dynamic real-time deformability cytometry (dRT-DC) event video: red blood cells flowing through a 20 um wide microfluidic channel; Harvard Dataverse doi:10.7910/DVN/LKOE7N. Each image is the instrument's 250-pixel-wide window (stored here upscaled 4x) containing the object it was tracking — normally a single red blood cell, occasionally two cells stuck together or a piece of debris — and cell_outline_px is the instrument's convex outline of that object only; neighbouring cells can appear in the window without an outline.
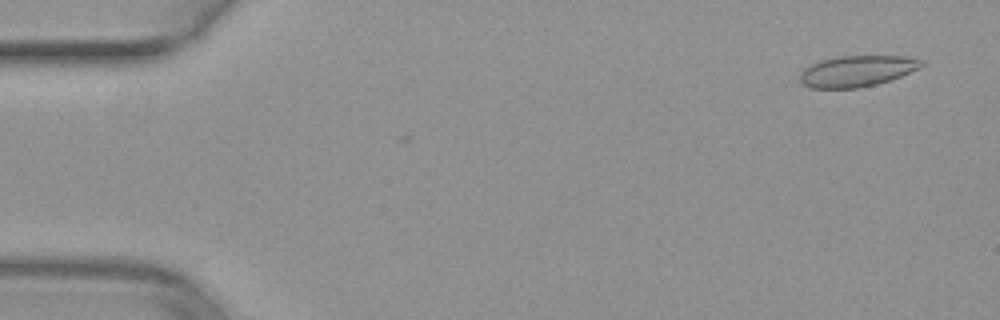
{"species": "common noctule bat (a hibernating species)", "species_latin": "Nyctalus noctula", "temperature_condition": "warm", "stored_images_in_passage": 49, "camera_frame_rate_fps": 3000, "um_per_image_px": 0.085, "animal": {"sex": "female", "body_mass_g": 29.2, "forearm_length_mm": 56.3}, "frame": {"image": 1, "passage_image": 1, "time_ms": 0.0, "image_size_px": [1000, 320], "cell_outline_px": [[924, 64], [920, 68], [900, 76], [876, 84], [856, 88], [812, 88], [804, 84], [800, 80], [800, 72], [804, 68], [820, 60], [840, 56], [908, 56], [924, 60]], "centroid_in_image_um": [72.86, 6.03], "position_along_channel_um": 12.1, "area_um2": 21.91}}
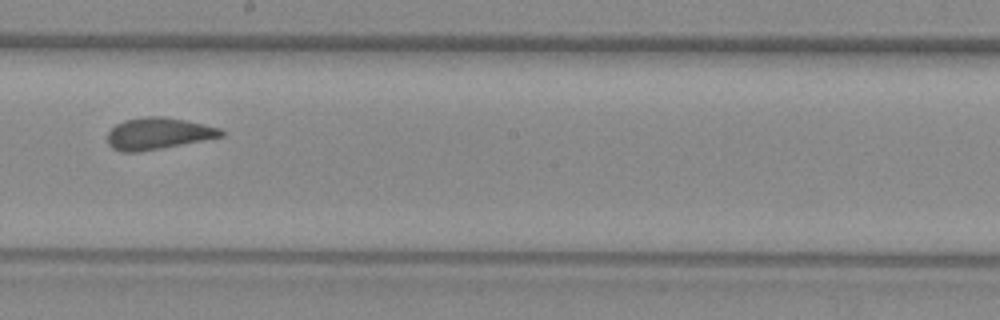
{"frame": {"image": 2, "passage_image": 27, "time_ms": 8.667, "image_size_px": [1000, 320], "cell_outline_px": [[224, 136], [160, 148], [136, 152], [124, 152], [112, 148], [108, 144], [108, 132], [116, 124], [124, 120], [144, 116], [164, 116], [204, 124], [220, 128], [224, 132]], "centroid_in_image_um": [13.43, 11.34], "position_along_channel_um": 234.8, "area_um2": 20.81}}
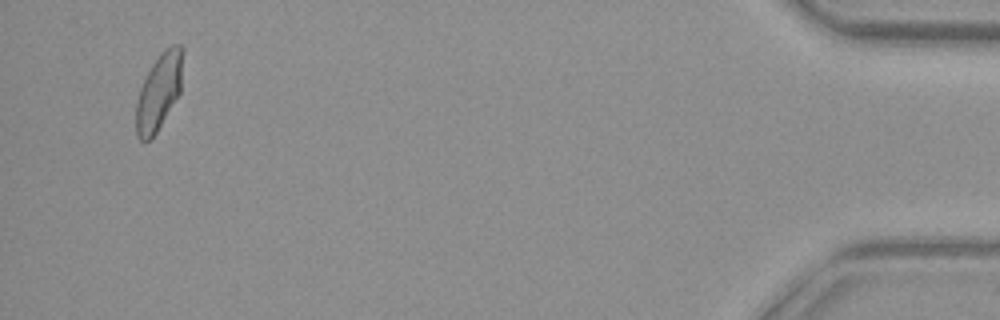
{"frame": {"image": 3, "passage_image": 47, "time_ms": 15.333, "image_size_px": [1000, 320], "cell_outline_px": [[180, 92], [156, 132], [144, 144], [136, 136], [136, 100], [140, 88], [152, 64], [160, 52], [164, 48], [172, 44], [180, 44]], "centroid_in_image_um": [13.44, 7.84], "position_along_channel_um": 421.8, "area_um2": 20.17}}